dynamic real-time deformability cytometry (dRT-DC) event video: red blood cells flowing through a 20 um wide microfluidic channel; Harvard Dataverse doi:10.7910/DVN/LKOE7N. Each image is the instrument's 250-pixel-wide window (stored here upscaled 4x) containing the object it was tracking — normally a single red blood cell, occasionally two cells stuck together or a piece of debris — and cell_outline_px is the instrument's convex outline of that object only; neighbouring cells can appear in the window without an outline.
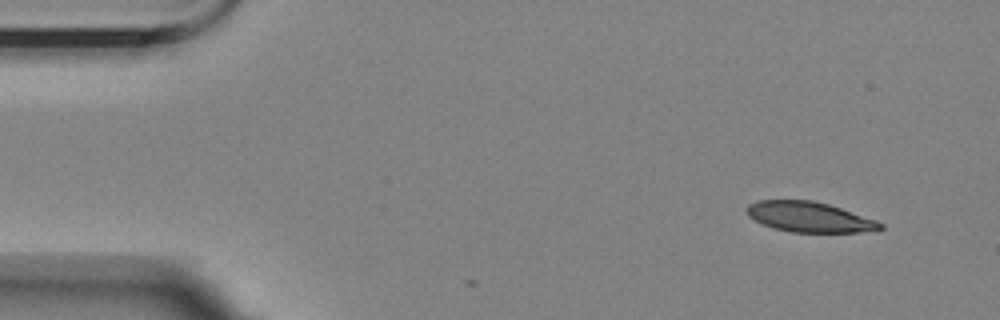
{"species": "Egyptian fruit bat (a non-hibernating species)", "species_latin": "Rousettus aegyptiacus", "temperature_condition": "room temperature", "stored_images_in_passage": 2, "camera_frame_rate_fps": 3000, "um_per_image_px": 0.085, "animal": {"sex": "female"}, "frame": {"image": 1, "passage_image": 1, "time_ms": 0.0, "image_size_px": [1000, 320], "cell_outline_px": [[884, 228], [880, 232], [792, 232], [776, 228], [764, 224], [748, 216], [744, 212], [744, 208], [748, 204], [756, 200], [812, 200], [828, 204], [876, 220], [884, 224]], "centroid_in_image_um": [68.82, 18.44], "position_along_channel_um": 16.2, "area_um2": 23.7}}